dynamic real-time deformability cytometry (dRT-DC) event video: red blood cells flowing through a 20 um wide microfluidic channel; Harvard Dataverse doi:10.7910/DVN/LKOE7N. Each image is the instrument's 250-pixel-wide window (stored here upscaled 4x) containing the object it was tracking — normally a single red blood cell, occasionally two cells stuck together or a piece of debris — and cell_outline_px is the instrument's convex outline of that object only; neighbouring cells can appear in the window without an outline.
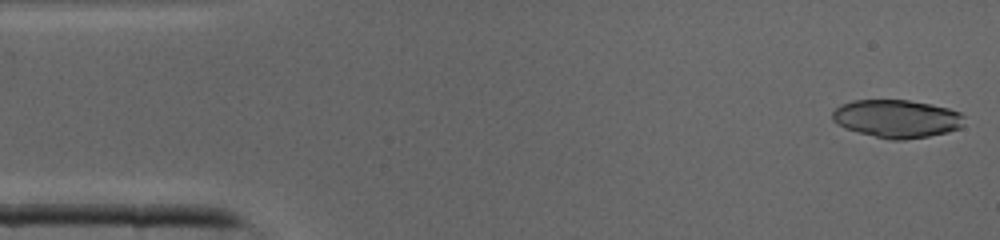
{"species": "common noctule bat (a hibernating species)", "species_latin": "Nyctalus noctula", "temperature_condition": "cold", "stored_images_in_passage": 40, "camera_frame_rate_fps": 3000, "um_per_image_px": 0.085, "animal": {"sex": "male", "body_mass_g": 19.0, "forearm_length_mm": 50.8}, "frame": {"image": 1, "passage_image": 1, "time_ms": 0.0, "image_size_px": [1000, 240], "cell_outline_px": [[964, 116], [960, 128], [948, 132], [928, 136], [904, 140], [892, 140], [844, 128], [832, 120], [832, 112], [840, 104], [852, 100], [908, 100], [932, 104], [948, 108], [960, 112]], "centroid_in_image_um": [76.22, 10.08], "position_along_channel_um": 8.8, "area_um2": 29.13}}